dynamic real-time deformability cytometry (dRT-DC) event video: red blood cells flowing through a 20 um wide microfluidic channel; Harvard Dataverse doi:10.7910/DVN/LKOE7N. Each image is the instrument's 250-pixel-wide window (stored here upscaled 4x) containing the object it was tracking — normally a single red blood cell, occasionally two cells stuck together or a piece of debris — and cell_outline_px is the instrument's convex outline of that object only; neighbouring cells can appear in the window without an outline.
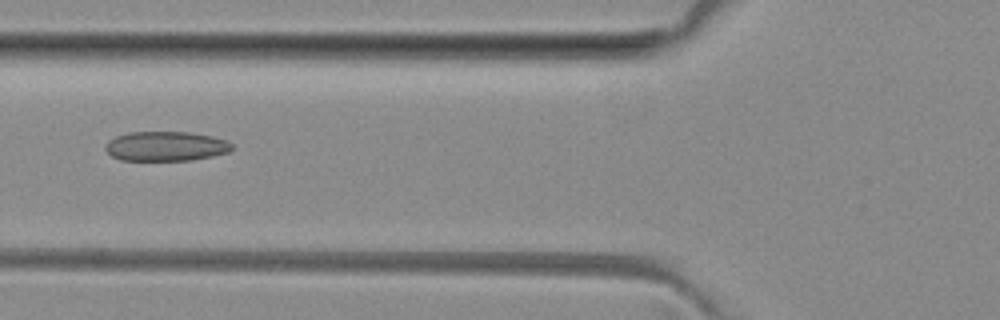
{"species": "common noctule bat (a hibernating species)", "species_latin": "Nyctalus noctula", "temperature_condition": "room temperature", "stored_images_in_passage": 5, "camera_frame_rate_fps": 3000, "um_per_image_px": 0.085, "animal": {"sex": "female", "body_mass_g": 29.2, "forearm_length_mm": 56.3}, "frame": {"image": 1, "passage_image": 5, "time_ms": 5.667, "image_size_px": [1000, 320], "cell_outline_px": [[232, 148], [228, 152], [212, 156], [192, 160], [120, 160], [112, 156], [104, 148], [104, 144], [108, 140], [116, 136], [128, 132], [188, 132], [212, 136], [224, 140], [232, 144]], "centroid_in_image_um": [14.05, 12.43], "position_along_channel_um": 111.8, "area_um2": 21.79}}